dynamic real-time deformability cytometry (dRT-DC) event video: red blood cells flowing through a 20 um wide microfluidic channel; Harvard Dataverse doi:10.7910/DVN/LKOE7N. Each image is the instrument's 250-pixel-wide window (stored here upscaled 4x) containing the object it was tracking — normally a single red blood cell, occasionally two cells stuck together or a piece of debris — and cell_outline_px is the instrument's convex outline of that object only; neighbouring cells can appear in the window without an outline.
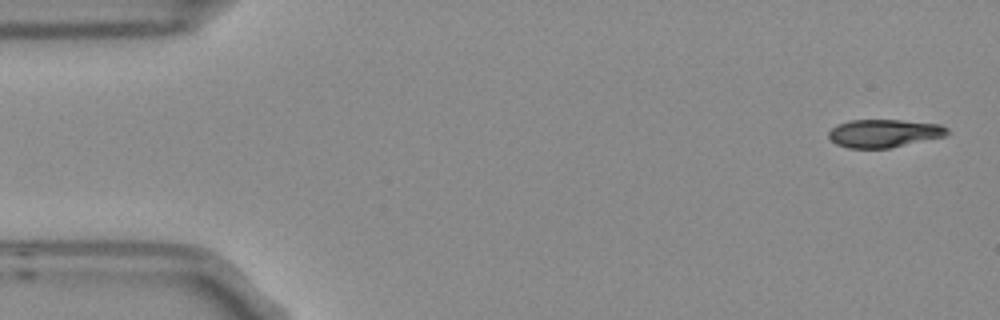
{"species": "Egyptian fruit bat (a non-hibernating species)", "species_latin": "Rousettus aegyptiacus", "temperature_condition": "room temperature", "stored_images_in_passage": 5, "camera_frame_rate_fps": 3000, "um_per_image_px": 0.085, "frame": {"image": 1, "passage_image": 1, "time_ms": 0.0, "image_size_px": [1000, 320], "cell_outline_px": [[948, 136], [888, 148], [848, 148], [836, 144], [828, 136], [828, 132], [836, 124], [848, 120], [900, 120], [940, 124], [948, 128]], "centroid_in_image_um": [75.14, 11.32], "position_along_channel_um": 9.9, "area_um2": 19.48}}
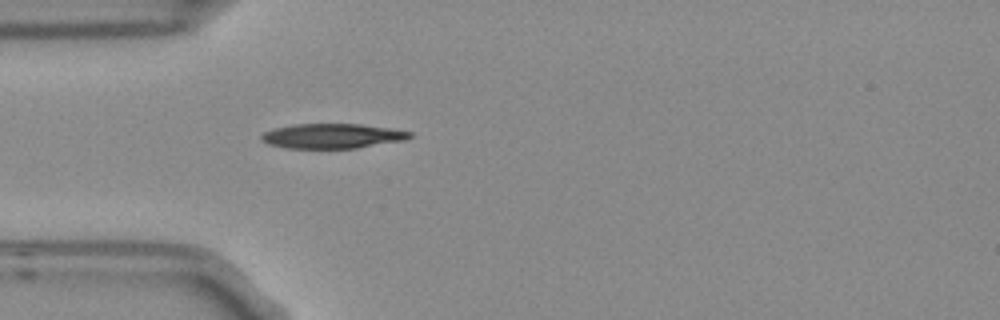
{"frame": {"image": 2, "passage_image": 5, "time_ms": 1.333, "image_size_px": [1000, 320], "cell_outline_px": [[412, 136], [404, 140], [356, 148], [288, 148], [268, 144], [260, 136], [264, 132], [276, 128], [292, 124], [360, 124], [388, 128], [412, 132]], "centroid_in_image_um": [28.24, 11.56], "position_along_channel_um": 56.8, "area_um2": 21.15}}